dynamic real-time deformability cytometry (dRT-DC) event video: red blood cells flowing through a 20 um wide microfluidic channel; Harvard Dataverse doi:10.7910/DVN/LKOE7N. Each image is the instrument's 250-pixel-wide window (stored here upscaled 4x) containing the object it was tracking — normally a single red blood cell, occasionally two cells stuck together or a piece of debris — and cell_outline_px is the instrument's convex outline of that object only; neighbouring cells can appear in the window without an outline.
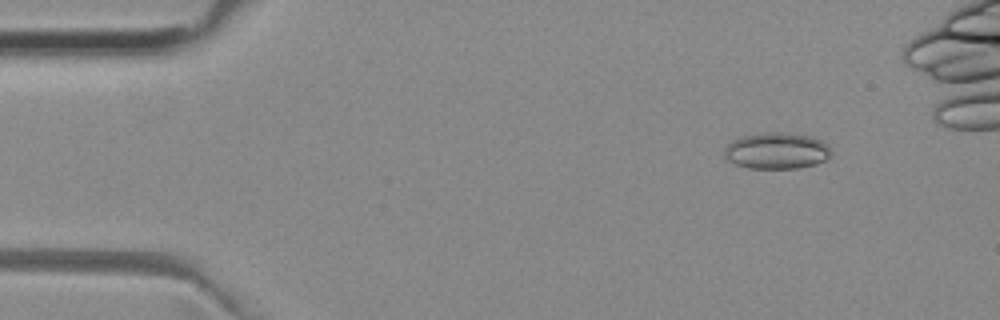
{"species": "common noctule bat (a hibernating species)", "species_latin": "Nyctalus noctula", "temperature_condition": "room temperature", "stored_images_in_passage": 5, "camera_frame_rate_fps": 3000, "um_per_image_px": 0.085, "animal": {"sex": "female", "body_mass_g": 29.2, "forearm_length_mm": 56.3}, "frame": {"image": 1, "passage_image": 2, "time_ms": 0.333, "image_size_px": [1000, 320], "cell_outline_px": [[832, 152], [824, 160], [816, 164], [796, 168], [748, 168], [736, 164], [728, 160], [724, 156], [724, 148], [732, 140], [740, 136], [764, 132], [780, 132], [808, 136], [820, 140], [828, 144]], "centroid_in_image_um": [65.98, 12.81], "position_along_channel_um": 19.0, "area_um2": 22.6}}